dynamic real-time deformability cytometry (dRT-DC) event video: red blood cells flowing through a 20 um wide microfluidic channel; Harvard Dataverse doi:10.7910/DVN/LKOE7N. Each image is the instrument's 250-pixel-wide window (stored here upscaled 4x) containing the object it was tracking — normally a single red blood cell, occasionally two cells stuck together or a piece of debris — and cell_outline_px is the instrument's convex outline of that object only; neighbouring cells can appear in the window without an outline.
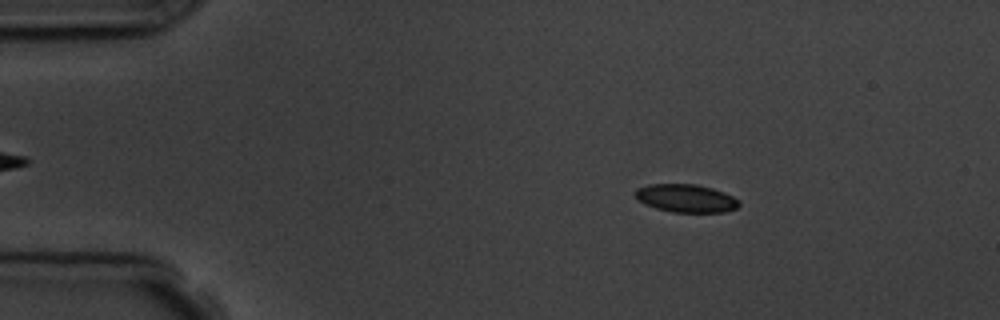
{"species": "common noctule bat (a hibernating species)", "species_latin": "Nyctalus noctula", "temperature_condition": "room temperature", "stored_images_in_passage": 4, "camera_frame_rate_fps": 3000, "um_per_image_px": 0.085, "animal": {"sex": "male", "body_mass_g": 19.5, "forearm_length_mm": 54.6}, "frame": {"image": 1, "passage_image": 2, "time_ms": 1.333, "image_size_px": [1000, 320], "cell_outline_px": [[740, 204], [736, 208], [724, 212], [672, 212], [656, 208], [644, 204], [632, 192], [636, 188], [648, 184], [696, 184], [712, 188], [724, 192], [740, 200]], "centroid_in_image_um": [58.3, 16.84], "position_along_channel_um": 26.7, "area_um2": 17.05}}